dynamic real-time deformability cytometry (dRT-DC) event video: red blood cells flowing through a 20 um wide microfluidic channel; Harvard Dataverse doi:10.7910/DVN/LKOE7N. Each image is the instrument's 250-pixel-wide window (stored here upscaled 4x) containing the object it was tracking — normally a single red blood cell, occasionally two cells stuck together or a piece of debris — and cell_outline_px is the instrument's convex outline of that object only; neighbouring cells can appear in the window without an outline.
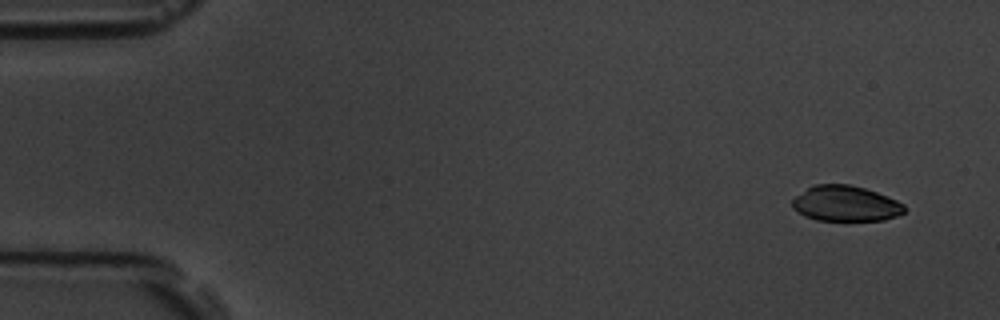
{"species": "common noctule bat (a hibernating species)", "species_latin": "Nyctalus noctula", "temperature_condition": "room temperature", "stored_images_in_passage": 5, "segment_of_instrument_passage": [1, 2], "camera_frame_rate_fps": 3000, "um_per_image_px": 0.085, "animal": {"sex": "male", "body_mass_g": 19.5, "forearm_length_mm": 54.6}, "frame": {"image": 1, "passage_image": 1, "time_ms": 0.0, "image_size_px": [1000, 320], "cell_outline_px": [[904, 212], [896, 216], [884, 220], [816, 220], [804, 216], [796, 212], [792, 208], [792, 200], [796, 196], [812, 184], [848, 184], [864, 188], [888, 196], [904, 204]], "centroid_in_image_um": [71.84, 17.3], "position_along_channel_um": 13.2, "area_um2": 23.24}}